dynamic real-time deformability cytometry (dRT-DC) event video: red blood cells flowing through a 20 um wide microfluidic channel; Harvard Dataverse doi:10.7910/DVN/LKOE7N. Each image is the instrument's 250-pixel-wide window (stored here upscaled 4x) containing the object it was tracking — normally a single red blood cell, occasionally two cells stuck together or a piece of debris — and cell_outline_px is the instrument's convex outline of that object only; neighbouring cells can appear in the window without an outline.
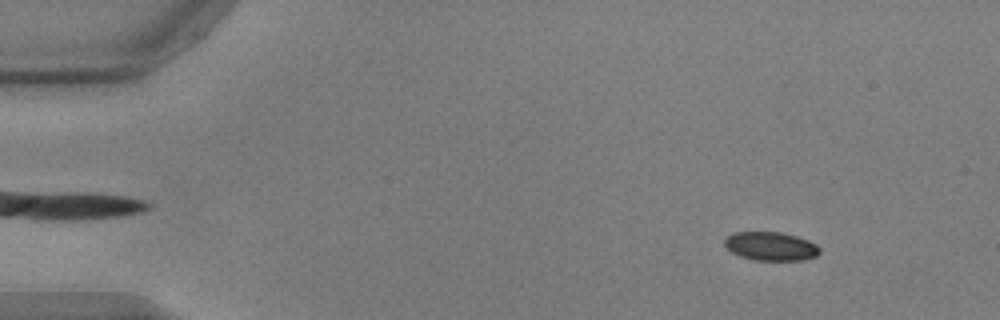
{"species": "common noctule bat (a hibernating species)", "species_latin": "Nyctalus noctula", "temperature_condition": "warm", "stored_images_in_passage": 54, "camera_frame_rate_fps": 3000, "um_per_image_px": 0.085, "animal": {"sex": "male", "body_mass_g": 17.9, "forearm_length_mm": 54.2}, "frame": {"image": 1, "passage_image": 6, "time_ms": 1.667, "image_size_px": [1000, 320], "cell_outline_px": [[820, 252], [816, 256], [804, 260], [756, 260], [740, 256], [732, 252], [724, 244], [724, 240], [732, 232], [780, 232], [796, 236], [808, 240], [816, 244], [820, 248]], "centroid_in_image_um": [65.53, 20.93], "position_along_channel_um": 19.5, "area_um2": 15.84}}
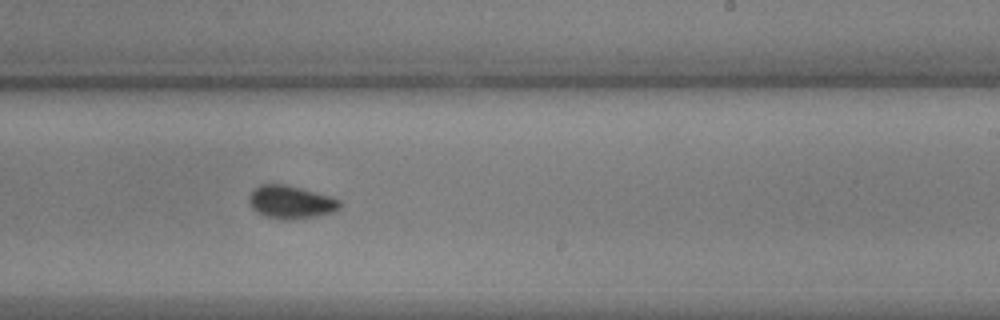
{"frame": {"image": 2, "passage_image": 33, "time_ms": 10.667, "image_size_px": [1000, 320], "cell_outline_px": [[340, 208], [336, 212], [316, 216], [292, 220], [280, 220], [264, 216], [252, 208], [248, 200], [248, 196], [260, 184], [288, 184], [332, 196], [340, 200]], "centroid_in_image_um": [24.74, 17.18], "position_along_channel_um": 264.3, "area_um2": 17.8}}
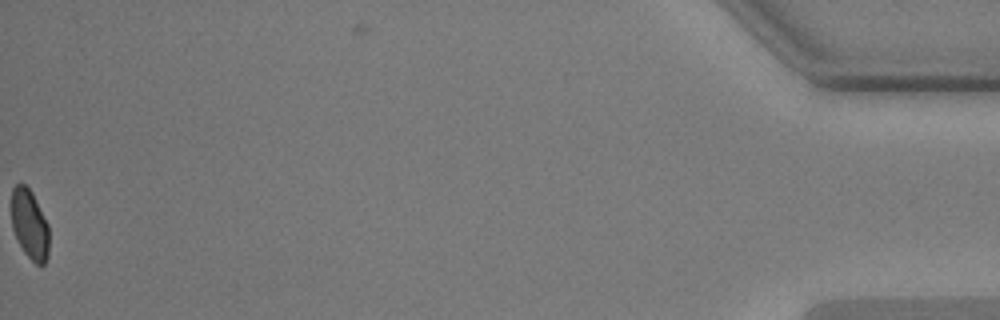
{"frame": {"image": 3, "passage_image": 54, "time_ms": 17.667, "image_size_px": [1000, 320], "cell_outline_px": [[48, 256], [44, 264], [36, 264], [24, 252], [12, 228], [12, 188], [16, 184], [24, 184], [32, 192], [48, 224]], "centroid_in_image_um": [2.52, 19.06], "position_along_channel_um": 432.7, "area_um2": 15.03}, "authors_computed_cell_mechanics": {"area_um2": 16.9065, "velocity_mm_per_s": 3.7689, "shape_relaxation_time_tau1_ms": 4.4352, "shape_relaxation_time_tau2_ms": 1.0796, "deformation_change_tau1": 0.0982, "deformation_change_tau2": 0.0346}}